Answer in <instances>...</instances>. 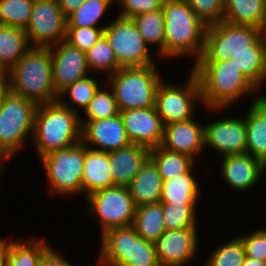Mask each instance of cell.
Segmentation results:
<instances>
[{
  "instance_id": "1",
  "label": "cell",
  "mask_w": 266,
  "mask_h": 266,
  "mask_svg": "<svg viewBox=\"0 0 266 266\" xmlns=\"http://www.w3.org/2000/svg\"><path fill=\"white\" fill-rule=\"evenodd\" d=\"M192 71L198 78L201 102L210 110L229 106L258 87L232 61H196Z\"/></svg>"
},
{
  "instance_id": "2",
  "label": "cell",
  "mask_w": 266,
  "mask_h": 266,
  "mask_svg": "<svg viewBox=\"0 0 266 266\" xmlns=\"http://www.w3.org/2000/svg\"><path fill=\"white\" fill-rule=\"evenodd\" d=\"M8 89L38 105L57 101L50 48L31 47L8 71Z\"/></svg>"
},
{
  "instance_id": "3",
  "label": "cell",
  "mask_w": 266,
  "mask_h": 266,
  "mask_svg": "<svg viewBox=\"0 0 266 266\" xmlns=\"http://www.w3.org/2000/svg\"><path fill=\"white\" fill-rule=\"evenodd\" d=\"M33 139L40 158L82 141L81 119L77 111L59 100L37 107Z\"/></svg>"
},
{
  "instance_id": "4",
  "label": "cell",
  "mask_w": 266,
  "mask_h": 266,
  "mask_svg": "<svg viewBox=\"0 0 266 266\" xmlns=\"http://www.w3.org/2000/svg\"><path fill=\"white\" fill-rule=\"evenodd\" d=\"M162 11L165 21L164 56L195 54V62L204 48L206 25L185 0H165Z\"/></svg>"
},
{
  "instance_id": "5",
  "label": "cell",
  "mask_w": 266,
  "mask_h": 266,
  "mask_svg": "<svg viewBox=\"0 0 266 266\" xmlns=\"http://www.w3.org/2000/svg\"><path fill=\"white\" fill-rule=\"evenodd\" d=\"M120 112L155 106L161 78L155 64L144 67H122L107 78Z\"/></svg>"
},
{
  "instance_id": "6",
  "label": "cell",
  "mask_w": 266,
  "mask_h": 266,
  "mask_svg": "<svg viewBox=\"0 0 266 266\" xmlns=\"http://www.w3.org/2000/svg\"><path fill=\"white\" fill-rule=\"evenodd\" d=\"M38 104L9 89L0 100V155L4 159L13 153L34 130Z\"/></svg>"
},
{
  "instance_id": "7",
  "label": "cell",
  "mask_w": 266,
  "mask_h": 266,
  "mask_svg": "<svg viewBox=\"0 0 266 266\" xmlns=\"http://www.w3.org/2000/svg\"><path fill=\"white\" fill-rule=\"evenodd\" d=\"M101 235L100 260L123 266H160L155 243L140 237L132 225Z\"/></svg>"
},
{
  "instance_id": "8",
  "label": "cell",
  "mask_w": 266,
  "mask_h": 266,
  "mask_svg": "<svg viewBox=\"0 0 266 266\" xmlns=\"http://www.w3.org/2000/svg\"><path fill=\"white\" fill-rule=\"evenodd\" d=\"M261 39V28L221 21L206 27L204 48L197 61H224L235 51H252Z\"/></svg>"
},
{
  "instance_id": "9",
  "label": "cell",
  "mask_w": 266,
  "mask_h": 266,
  "mask_svg": "<svg viewBox=\"0 0 266 266\" xmlns=\"http://www.w3.org/2000/svg\"><path fill=\"white\" fill-rule=\"evenodd\" d=\"M84 157L85 144L82 141L41 157L51 192L63 196L78 192L82 194Z\"/></svg>"
},
{
  "instance_id": "10",
  "label": "cell",
  "mask_w": 266,
  "mask_h": 266,
  "mask_svg": "<svg viewBox=\"0 0 266 266\" xmlns=\"http://www.w3.org/2000/svg\"><path fill=\"white\" fill-rule=\"evenodd\" d=\"M104 36L113 48L121 67L154 65L149 48L131 18L118 16L105 26Z\"/></svg>"
},
{
  "instance_id": "11",
  "label": "cell",
  "mask_w": 266,
  "mask_h": 266,
  "mask_svg": "<svg viewBox=\"0 0 266 266\" xmlns=\"http://www.w3.org/2000/svg\"><path fill=\"white\" fill-rule=\"evenodd\" d=\"M85 198L90 205L89 212L99 215L102 234L113 228L133 224L137 207L128 187L101 189Z\"/></svg>"
},
{
  "instance_id": "12",
  "label": "cell",
  "mask_w": 266,
  "mask_h": 266,
  "mask_svg": "<svg viewBox=\"0 0 266 266\" xmlns=\"http://www.w3.org/2000/svg\"><path fill=\"white\" fill-rule=\"evenodd\" d=\"M67 17L57 0H34L25 29L31 47H51L65 40Z\"/></svg>"
},
{
  "instance_id": "13",
  "label": "cell",
  "mask_w": 266,
  "mask_h": 266,
  "mask_svg": "<svg viewBox=\"0 0 266 266\" xmlns=\"http://www.w3.org/2000/svg\"><path fill=\"white\" fill-rule=\"evenodd\" d=\"M199 99L201 100L200 85L192 71L185 88L166 85L161 81L157 89L155 107L165 126L191 119L193 101Z\"/></svg>"
},
{
  "instance_id": "14",
  "label": "cell",
  "mask_w": 266,
  "mask_h": 266,
  "mask_svg": "<svg viewBox=\"0 0 266 266\" xmlns=\"http://www.w3.org/2000/svg\"><path fill=\"white\" fill-rule=\"evenodd\" d=\"M50 48L54 90L58 95L77 80L87 77L89 67L86 52L80 51L67 41L62 40Z\"/></svg>"
},
{
  "instance_id": "15",
  "label": "cell",
  "mask_w": 266,
  "mask_h": 266,
  "mask_svg": "<svg viewBox=\"0 0 266 266\" xmlns=\"http://www.w3.org/2000/svg\"><path fill=\"white\" fill-rule=\"evenodd\" d=\"M120 115L131 143L145 146L148 149L162 144L164 124L155 106L122 111Z\"/></svg>"
},
{
  "instance_id": "16",
  "label": "cell",
  "mask_w": 266,
  "mask_h": 266,
  "mask_svg": "<svg viewBox=\"0 0 266 266\" xmlns=\"http://www.w3.org/2000/svg\"><path fill=\"white\" fill-rule=\"evenodd\" d=\"M196 227L166 230L155 242L160 266H184L195 256L198 246Z\"/></svg>"
},
{
  "instance_id": "17",
  "label": "cell",
  "mask_w": 266,
  "mask_h": 266,
  "mask_svg": "<svg viewBox=\"0 0 266 266\" xmlns=\"http://www.w3.org/2000/svg\"><path fill=\"white\" fill-rule=\"evenodd\" d=\"M82 142L90 149L109 152L131 144L122 116L82 122ZM89 143V144H88ZM89 145L99 146L100 149Z\"/></svg>"
},
{
  "instance_id": "18",
  "label": "cell",
  "mask_w": 266,
  "mask_h": 266,
  "mask_svg": "<svg viewBox=\"0 0 266 266\" xmlns=\"http://www.w3.org/2000/svg\"><path fill=\"white\" fill-rule=\"evenodd\" d=\"M204 142L224 156L246 154L245 119H220L204 126Z\"/></svg>"
},
{
  "instance_id": "19",
  "label": "cell",
  "mask_w": 266,
  "mask_h": 266,
  "mask_svg": "<svg viewBox=\"0 0 266 266\" xmlns=\"http://www.w3.org/2000/svg\"><path fill=\"white\" fill-rule=\"evenodd\" d=\"M192 119L165 125L161 146L173 152L186 154L193 159L200 154L205 147L204 125L197 124Z\"/></svg>"
},
{
  "instance_id": "20",
  "label": "cell",
  "mask_w": 266,
  "mask_h": 266,
  "mask_svg": "<svg viewBox=\"0 0 266 266\" xmlns=\"http://www.w3.org/2000/svg\"><path fill=\"white\" fill-rule=\"evenodd\" d=\"M222 161L223 178L238 191L252 188L266 171V165L261 160L247 153L223 156Z\"/></svg>"
},
{
  "instance_id": "21",
  "label": "cell",
  "mask_w": 266,
  "mask_h": 266,
  "mask_svg": "<svg viewBox=\"0 0 266 266\" xmlns=\"http://www.w3.org/2000/svg\"><path fill=\"white\" fill-rule=\"evenodd\" d=\"M110 170L114 186L128 187L150 157V149L139 144H129L118 150L109 151Z\"/></svg>"
},
{
  "instance_id": "22",
  "label": "cell",
  "mask_w": 266,
  "mask_h": 266,
  "mask_svg": "<svg viewBox=\"0 0 266 266\" xmlns=\"http://www.w3.org/2000/svg\"><path fill=\"white\" fill-rule=\"evenodd\" d=\"M163 180L157 165L149 157L135 175L128 189L136 207L161 201Z\"/></svg>"
},
{
  "instance_id": "23",
  "label": "cell",
  "mask_w": 266,
  "mask_h": 266,
  "mask_svg": "<svg viewBox=\"0 0 266 266\" xmlns=\"http://www.w3.org/2000/svg\"><path fill=\"white\" fill-rule=\"evenodd\" d=\"M245 117L247 148L246 153L266 165V97H256Z\"/></svg>"
},
{
  "instance_id": "24",
  "label": "cell",
  "mask_w": 266,
  "mask_h": 266,
  "mask_svg": "<svg viewBox=\"0 0 266 266\" xmlns=\"http://www.w3.org/2000/svg\"><path fill=\"white\" fill-rule=\"evenodd\" d=\"M114 187L108 152L97 151L85 145L82 193L86 197L98 190Z\"/></svg>"
},
{
  "instance_id": "25",
  "label": "cell",
  "mask_w": 266,
  "mask_h": 266,
  "mask_svg": "<svg viewBox=\"0 0 266 266\" xmlns=\"http://www.w3.org/2000/svg\"><path fill=\"white\" fill-rule=\"evenodd\" d=\"M223 21L261 28L266 21V0H224Z\"/></svg>"
},
{
  "instance_id": "26",
  "label": "cell",
  "mask_w": 266,
  "mask_h": 266,
  "mask_svg": "<svg viewBox=\"0 0 266 266\" xmlns=\"http://www.w3.org/2000/svg\"><path fill=\"white\" fill-rule=\"evenodd\" d=\"M25 29L0 24V68L7 72L31 48Z\"/></svg>"
},
{
  "instance_id": "27",
  "label": "cell",
  "mask_w": 266,
  "mask_h": 266,
  "mask_svg": "<svg viewBox=\"0 0 266 266\" xmlns=\"http://www.w3.org/2000/svg\"><path fill=\"white\" fill-rule=\"evenodd\" d=\"M192 169L183 175L163 180L161 203L196 204L199 186L191 175Z\"/></svg>"
},
{
  "instance_id": "28",
  "label": "cell",
  "mask_w": 266,
  "mask_h": 266,
  "mask_svg": "<svg viewBox=\"0 0 266 266\" xmlns=\"http://www.w3.org/2000/svg\"><path fill=\"white\" fill-rule=\"evenodd\" d=\"M132 226L140 237L155 243L166 231L163 222L162 203H152L137 207Z\"/></svg>"
},
{
  "instance_id": "29",
  "label": "cell",
  "mask_w": 266,
  "mask_h": 266,
  "mask_svg": "<svg viewBox=\"0 0 266 266\" xmlns=\"http://www.w3.org/2000/svg\"><path fill=\"white\" fill-rule=\"evenodd\" d=\"M232 61L259 88L266 79V55L262 38L252 46V51L231 53Z\"/></svg>"
},
{
  "instance_id": "30",
  "label": "cell",
  "mask_w": 266,
  "mask_h": 266,
  "mask_svg": "<svg viewBox=\"0 0 266 266\" xmlns=\"http://www.w3.org/2000/svg\"><path fill=\"white\" fill-rule=\"evenodd\" d=\"M150 158L157 165L162 180L183 175L194 165L190 156L167 150L161 145L150 149Z\"/></svg>"
},
{
  "instance_id": "31",
  "label": "cell",
  "mask_w": 266,
  "mask_h": 266,
  "mask_svg": "<svg viewBox=\"0 0 266 266\" xmlns=\"http://www.w3.org/2000/svg\"><path fill=\"white\" fill-rule=\"evenodd\" d=\"M30 240L27 243L8 242L6 266H39L43 254L50 246L41 239L39 241Z\"/></svg>"
},
{
  "instance_id": "32",
  "label": "cell",
  "mask_w": 266,
  "mask_h": 266,
  "mask_svg": "<svg viewBox=\"0 0 266 266\" xmlns=\"http://www.w3.org/2000/svg\"><path fill=\"white\" fill-rule=\"evenodd\" d=\"M132 20L146 44L159 45V53L164 57L165 21L162 9L142 13L132 18Z\"/></svg>"
},
{
  "instance_id": "33",
  "label": "cell",
  "mask_w": 266,
  "mask_h": 266,
  "mask_svg": "<svg viewBox=\"0 0 266 266\" xmlns=\"http://www.w3.org/2000/svg\"><path fill=\"white\" fill-rule=\"evenodd\" d=\"M86 59L89 71L103 70L111 75L122 68L118 64L113 48L104 35L86 52Z\"/></svg>"
},
{
  "instance_id": "34",
  "label": "cell",
  "mask_w": 266,
  "mask_h": 266,
  "mask_svg": "<svg viewBox=\"0 0 266 266\" xmlns=\"http://www.w3.org/2000/svg\"><path fill=\"white\" fill-rule=\"evenodd\" d=\"M116 0H86L71 15L67 17V27H97L106 9Z\"/></svg>"
},
{
  "instance_id": "35",
  "label": "cell",
  "mask_w": 266,
  "mask_h": 266,
  "mask_svg": "<svg viewBox=\"0 0 266 266\" xmlns=\"http://www.w3.org/2000/svg\"><path fill=\"white\" fill-rule=\"evenodd\" d=\"M34 0H0V24L26 29Z\"/></svg>"
},
{
  "instance_id": "36",
  "label": "cell",
  "mask_w": 266,
  "mask_h": 266,
  "mask_svg": "<svg viewBox=\"0 0 266 266\" xmlns=\"http://www.w3.org/2000/svg\"><path fill=\"white\" fill-rule=\"evenodd\" d=\"M196 204L162 203L165 230H178L197 227L195 217Z\"/></svg>"
},
{
  "instance_id": "37",
  "label": "cell",
  "mask_w": 266,
  "mask_h": 266,
  "mask_svg": "<svg viewBox=\"0 0 266 266\" xmlns=\"http://www.w3.org/2000/svg\"><path fill=\"white\" fill-rule=\"evenodd\" d=\"M98 89L99 85L97 84V81H95L92 77H85L81 80H77L63 90L59 95L58 100L64 106H67L73 111H77L74 107H72L74 103L81 107V109L85 110L89 106L90 101L93 99ZM65 92L70 94L71 103L70 101L68 103L63 101L62 96L65 94Z\"/></svg>"
},
{
  "instance_id": "38",
  "label": "cell",
  "mask_w": 266,
  "mask_h": 266,
  "mask_svg": "<svg viewBox=\"0 0 266 266\" xmlns=\"http://www.w3.org/2000/svg\"><path fill=\"white\" fill-rule=\"evenodd\" d=\"M246 257L243 242L234 240L216 248L209 257L207 266H242Z\"/></svg>"
},
{
  "instance_id": "39",
  "label": "cell",
  "mask_w": 266,
  "mask_h": 266,
  "mask_svg": "<svg viewBox=\"0 0 266 266\" xmlns=\"http://www.w3.org/2000/svg\"><path fill=\"white\" fill-rule=\"evenodd\" d=\"M84 111L85 116L88 117L86 121L110 118L120 114L113 91L109 93L103 89L100 90V88Z\"/></svg>"
},
{
  "instance_id": "40",
  "label": "cell",
  "mask_w": 266,
  "mask_h": 266,
  "mask_svg": "<svg viewBox=\"0 0 266 266\" xmlns=\"http://www.w3.org/2000/svg\"><path fill=\"white\" fill-rule=\"evenodd\" d=\"M105 27H67L65 41L87 52L104 35Z\"/></svg>"
},
{
  "instance_id": "41",
  "label": "cell",
  "mask_w": 266,
  "mask_h": 266,
  "mask_svg": "<svg viewBox=\"0 0 266 266\" xmlns=\"http://www.w3.org/2000/svg\"><path fill=\"white\" fill-rule=\"evenodd\" d=\"M197 17L206 25L223 21L224 0H185Z\"/></svg>"
},
{
  "instance_id": "42",
  "label": "cell",
  "mask_w": 266,
  "mask_h": 266,
  "mask_svg": "<svg viewBox=\"0 0 266 266\" xmlns=\"http://www.w3.org/2000/svg\"><path fill=\"white\" fill-rule=\"evenodd\" d=\"M249 258L266 261V230H257L253 234L239 237Z\"/></svg>"
},
{
  "instance_id": "43",
  "label": "cell",
  "mask_w": 266,
  "mask_h": 266,
  "mask_svg": "<svg viewBox=\"0 0 266 266\" xmlns=\"http://www.w3.org/2000/svg\"><path fill=\"white\" fill-rule=\"evenodd\" d=\"M118 1V0H117ZM165 0H119L123 5L120 17L134 18L137 15L160 10Z\"/></svg>"
},
{
  "instance_id": "44",
  "label": "cell",
  "mask_w": 266,
  "mask_h": 266,
  "mask_svg": "<svg viewBox=\"0 0 266 266\" xmlns=\"http://www.w3.org/2000/svg\"><path fill=\"white\" fill-rule=\"evenodd\" d=\"M39 266H74L50 247L42 256Z\"/></svg>"
},
{
  "instance_id": "45",
  "label": "cell",
  "mask_w": 266,
  "mask_h": 266,
  "mask_svg": "<svg viewBox=\"0 0 266 266\" xmlns=\"http://www.w3.org/2000/svg\"><path fill=\"white\" fill-rule=\"evenodd\" d=\"M62 13L68 17L75 12L86 0H57Z\"/></svg>"
},
{
  "instance_id": "46",
  "label": "cell",
  "mask_w": 266,
  "mask_h": 266,
  "mask_svg": "<svg viewBox=\"0 0 266 266\" xmlns=\"http://www.w3.org/2000/svg\"><path fill=\"white\" fill-rule=\"evenodd\" d=\"M8 90V72L0 68V100Z\"/></svg>"
},
{
  "instance_id": "47",
  "label": "cell",
  "mask_w": 266,
  "mask_h": 266,
  "mask_svg": "<svg viewBox=\"0 0 266 266\" xmlns=\"http://www.w3.org/2000/svg\"><path fill=\"white\" fill-rule=\"evenodd\" d=\"M8 241L0 239V266L7 265Z\"/></svg>"
},
{
  "instance_id": "48",
  "label": "cell",
  "mask_w": 266,
  "mask_h": 266,
  "mask_svg": "<svg viewBox=\"0 0 266 266\" xmlns=\"http://www.w3.org/2000/svg\"><path fill=\"white\" fill-rule=\"evenodd\" d=\"M242 266H266V261L245 257Z\"/></svg>"
},
{
  "instance_id": "49",
  "label": "cell",
  "mask_w": 266,
  "mask_h": 266,
  "mask_svg": "<svg viewBox=\"0 0 266 266\" xmlns=\"http://www.w3.org/2000/svg\"><path fill=\"white\" fill-rule=\"evenodd\" d=\"M261 38L264 43V50H265V55H266V25H262L261 27Z\"/></svg>"
},
{
  "instance_id": "50",
  "label": "cell",
  "mask_w": 266,
  "mask_h": 266,
  "mask_svg": "<svg viewBox=\"0 0 266 266\" xmlns=\"http://www.w3.org/2000/svg\"><path fill=\"white\" fill-rule=\"evenodd\" d=\"M99 262L101 263L100 266H123V265H118V264H114V263L104 262L100 259H99Z\"/></svg>"
},
{
  "instance_id": "51",
  "label": "cell",
  "mask_w": 266,
  "mask_h": 266,
  "mask_svg": "<svg viewBox=\"0 0 266 266\" xmlns=\"http://www.w3.org/2000/svg\"><path fill=\"white\" fill-rule=\"evenodd\" d=\"M3 160H4V158L0 155V170H1V167H2V164H3Z\"/></svg>"
}]
</instances>
